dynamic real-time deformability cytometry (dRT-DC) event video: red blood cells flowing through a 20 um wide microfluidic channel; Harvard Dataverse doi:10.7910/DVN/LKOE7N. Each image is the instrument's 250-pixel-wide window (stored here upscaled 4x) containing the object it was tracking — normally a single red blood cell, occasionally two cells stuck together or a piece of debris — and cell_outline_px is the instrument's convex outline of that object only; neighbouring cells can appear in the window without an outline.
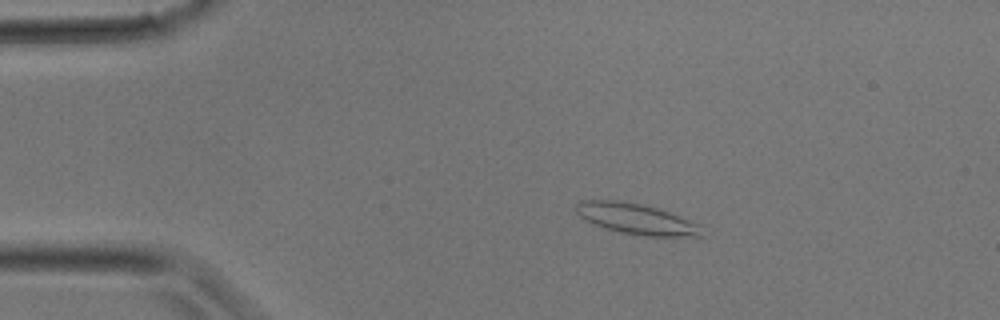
{"species": "common noctule bat (a hibernating species)", "species_latin": "Nyctalus noctula", "temperature_condition": "room temperature", "stored_images_in_passage": 3, "camera_frame_rate_fps": 3000, "um_per_image_px": 0.085, "animal": {"sex": "male", "body_mass_g": 17.9}, "frame": {"image": 1, "passage_image": 2, "time_ms": 0.333, "image_size_px": [1000, 320], "cell_outline_px": [[704, 236], [644, 236], [620, 232], [592, 224], [580, 216], [576, 212], [576, 204], [580, 200], [616, 200], [640, 204], [656, 208], [668, 212], [700, 224]], "centroid_in_image_um": [54.07, 18.61], "position_along_channel_um": 30.9, "area_um2": 22.31}}